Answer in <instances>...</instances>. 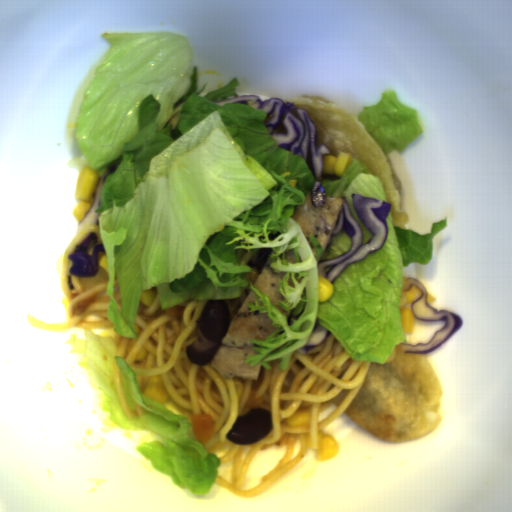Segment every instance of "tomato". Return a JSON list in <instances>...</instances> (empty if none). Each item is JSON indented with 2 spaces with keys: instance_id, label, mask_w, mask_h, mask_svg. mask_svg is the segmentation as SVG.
<instances>
[{
  "instance_id": "1",
  "label": "tomato",
  "mask_w": 512,
  "mask_h": 512,
  "mask_svg": "<svg viewBox=\"0 0 512 512\" xmlns=\"http://www.w3.org/2000/svg\"><path fill=\"white\" fill-rule=\"evenodd\" d=\"M193 432L202 445L209 441L215 432V419L212 414H191Z\"/></svg>"
}]
</instances>
